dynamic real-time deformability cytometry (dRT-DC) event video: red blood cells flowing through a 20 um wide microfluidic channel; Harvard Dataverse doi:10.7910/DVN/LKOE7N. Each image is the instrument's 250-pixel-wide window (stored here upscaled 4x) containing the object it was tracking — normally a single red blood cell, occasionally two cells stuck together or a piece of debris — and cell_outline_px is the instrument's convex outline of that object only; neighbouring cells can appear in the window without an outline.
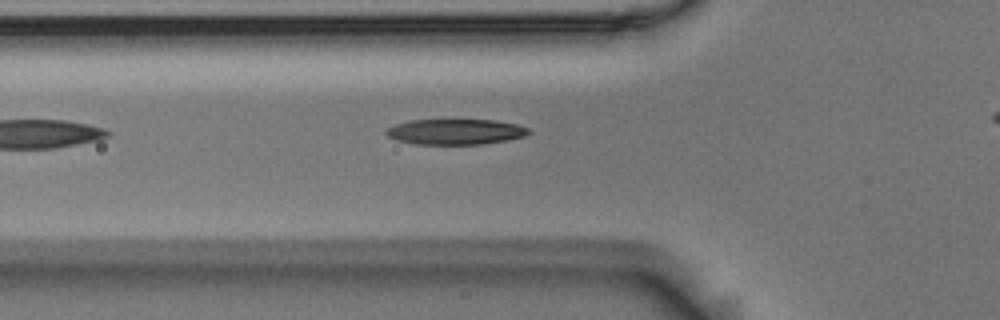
{"species": "Egyptian fruit bat (a non-hibernating species)", "species_latin": "Rousettus aegyptiacus", "temperature_condition": "room temperature", "stored_images_in_passage": 10, "camera_frame_rate_fps": 3000, "um_per_image_px": 0.085, "animal": {"sex": "male"}, "frame": {"image": 1, "passage_image": 2, "time_ms": 0.333, "image_size_px": [1000, 320], "cell_outline_px": [[532, 132], [524, 136], [508, 140], [480, 144], [416, 144], [396, 140], [388, 136], [384, 132], [388, 128], [396, 124], [412, 120], [496, 120], [516, 124], [528, 128]], "centroid_in_image_um": [38.73, 11.2], "position_along_channel_um": 87.1, "area_um2": 21.1}}
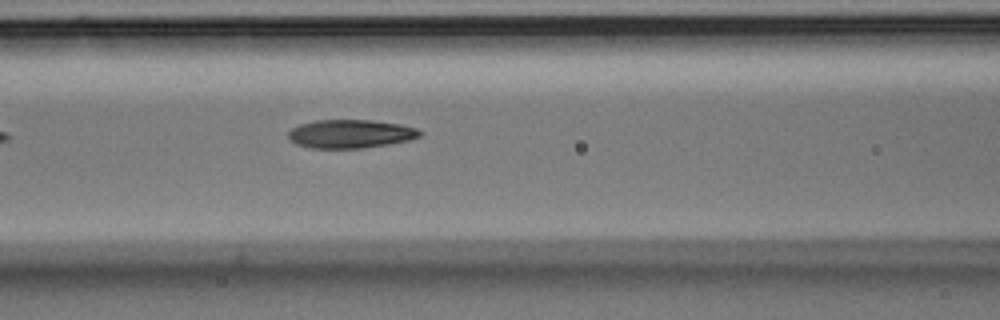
{"frame": {"image": 2, "passage_image": 6, "time_ms": 1.667, "image_size_px": [1000, 320], "cell_outline_px": [[424, 132], [420, 136], [408, 140], [388, 144], [364, 148], [308, 148], [296, 144], [288, 136], [288, 132], [292, 128], [300, 124], [316, 120], [372, 120], [400, 124], [416, 128]], "centroid_in_image_um": [29.79, 11.37], "position_along_channel_um": 136.8, "area_um2": 21.85}}